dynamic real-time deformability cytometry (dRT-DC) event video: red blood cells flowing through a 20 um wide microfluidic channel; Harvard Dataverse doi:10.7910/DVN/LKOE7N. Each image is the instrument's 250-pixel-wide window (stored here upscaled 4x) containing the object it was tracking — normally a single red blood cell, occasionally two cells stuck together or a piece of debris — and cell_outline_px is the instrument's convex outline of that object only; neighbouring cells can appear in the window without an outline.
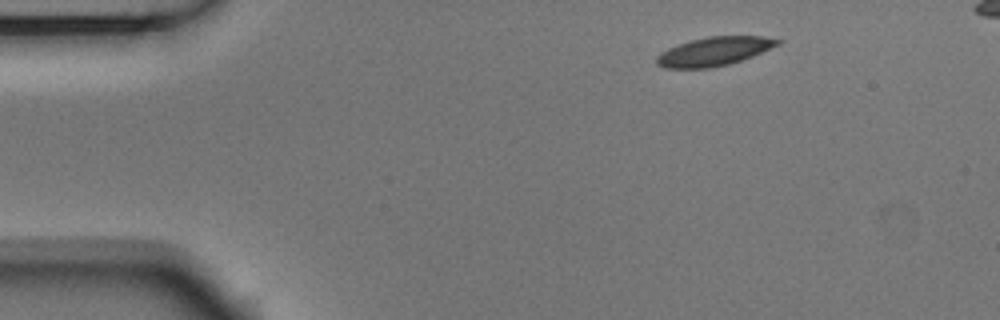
{"species": "Egyptian fruit bat (a non-hibernating species)", "species_latin": "Rousettus aegyptiacus", "temperature_condition": "room temperature", "stored_images_in_passage": 4, "camera_frame_rate_fps": 3000, "um_per_image_px": 0.085, "animal": {"sex": "male"}, "frame": {"image": 1, "passage_image": 1, "time_ms": 0.0, "image_size_px": [1000, 320], "cell_outline_px": [[784, 40], [780, 44], [752, 56], [728, 64], [712, 68], [664, 68], [656, 64], [656, 56], [660, 52], [668, 48], [688, 40], [708, 36], [764, 36]], "centroid_in_image_um": [60.68, 4.36], "position_along_channel_um": 24.3, "area_um2": 20.4}}